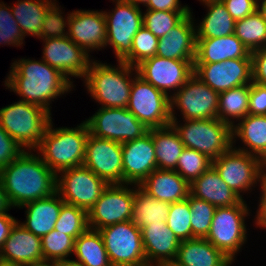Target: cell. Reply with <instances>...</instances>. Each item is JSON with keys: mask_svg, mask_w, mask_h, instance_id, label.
Returning <instances> with one entry per match:
<instances>
[{"mask_svg": "<svg viewBox=\"0 0 266 266\" xmlns=\"http://www.w3.org/2000/svg\"><path fill=\"white\" fill-rule=\"evenodd\" d=\"M5 78L6 89L20 96V100L38 105L51 113L54 99L69 93L75 86L59 70L48 63L30 58L12 62Z\"/></svg>", "mask_w": 266, "mask_h": 266, "instance_id": "6da1fadb", "label": "cell"}, {"mask_svg": "<svg viewBox=\"0 0 266 266\" xmlns=\"http://www.w3.org/2000/svg\"><path fill=\"white\" fill-rule=\"evenodd\" d=\"M0 180L12 208L56 192L57 175L33 150H25L0 170Z\"/></svg>", "mask_w": 266, "mask_h": 266, "instance_id": "7a4b0ae2", "label": "cell"}, {"mask_svg": "<svg viewBox=\"0 0 266 266\" xmlns=\"http://www.w3.org/2000/svg\"><path fill=\"white\" fill-rule=\"evenodd\" d=\"M118 65L92 59L84 78L90 97L104 108H126L129 102L136 67L123 61ZM135 72V73H133Z\"/></svg>", "mask_w": 266, "mask_h": 266, "instance_id": "3957f363", "label": "cell"}, {"mask_svg": "<svg viewBox=\"0 0 266 266\" xmlns=\"http://www.w3.org/2000/svg\"><path fill=\"white\" fill-rule=\"evenodd\" d=\"M88 135L89 129L85 121L74 128H53L51 120L34 152L57 175L66 169L83 165Z\"/></svg>", "mask_w": 266, "mask_h": 266, "instance_id": "277c9868", "label": "cell"}, {"mask_svg": "<svg viewBox=\"0 0 266 266\" xmlns=\"http://www.w3.org/2000/svg\"><path fill=\"white\" fill-rule=\"evenodd\" d=\"M51 115L38 105L19 100L0 108V125L24 150L35 151L52 120Z\"/></svg>", "mask_w": 266, "mask_h": 266, "instance_id": "5b68a950", "label": "cell"}, {"mask_svg": "<svg viewBox=\"0 0 266 266\" xmlns=\"http://www.w3.org/2000/svg\"><path fill=\"white\" fill-rule=\"evenodd\" d=\"M171 118L174 128L185 148L195 149L212 161L233 146L232 127L218 118L183 120ZM183 124V125H182Z\"/></svg>", "mask_w": 266, "mask_h": 266, "instance_id": "8992f818", "label": "cell"}, {"mask_svg": "<svg viewBox=\"0 0 266 266\" xmlns=\"http://www.w3.org/2000/svg\"><path fill=\"white\" fill-rule=\"evenodd\" d=\"M250 213L244 199L237 205L216 207L210 231L205 239L234 262L235 255L247 242L248 228L245 220Z\"/></svg>", "mask_w": 266, "mask_h": 266, "instance_id": "52a82bcc", "label": "cell"}, {"mask_svg": "<svg viewBox=\"0 0 266 266\" xmlns=\"http://www.w3.org/2000/svg\"><path fill=\"white\" fill-rule=\"evenodd\" d=\"M212 166L242 199L244 193L252 191L260 183L266 172V164L259 157L237 150L233 146L213 160Z\"/></svg>", "mask_w": 266, "mask_h": 266, "instance_id": "ba28073f", "label": "cell"}, {"mask_svg": "<svg viewBox=\"0 0 266 266\" xmlns=\"http://www.w3.org/2000/svg\"><path fill=\"white\" fill-rule=\"evenodd\" d=\"M43 40L42 60L59 70L68 80L85 78L91 55L74 43L57 25ZM71 76V77H70Z\"/></svg>", "mask_w": 266, "mask_h": 266, "instance_id": "9c48e42d", "label": "cell"}, {"mask_svg": "<svg viewBox=\"0 0 266 266\" xmlns=\"http://www.w3.org/2000/svg\"><path fill=\"white\" fill-rule=\"evenodd\" d=\"M115 7L107 12L106 18V46L113 48L117 61H122L132 49V41L136 33L143 26V12L125 0H111Z\"/></svg>", "mask_w": 266, "mask_h": 266, "instance_id": "30bf717a", "label": "cell"}, {"mask_svg": "<svg viewBox=\"0 0 266 266\" xmlns=\"http://www.w3.org/2000/svg\"><path fill=\"white\" fill-rule=\"evenodd\" d=\"M219 93L207 86L194 74L170 97V117L180 110L183 120L218 118Z\"/></svg>", "mask_w": 266, "mask_h": 266, "instance_id": "8fae6325", "label": "cell"}, {"mask_svg": "<svg viewBox=\"0 0 266 266\" xmlns=\"http://www.w3.org/2000/svg\"><path fill=\"white\" fill-rule=\"evenodd\" d=\"M149 129L170 125V97L136 74L126 107Z\"/></svg>", "mask_w": 266, "mask_h": 266, "instance_id": "7c38bea8", "label": "cell"}, {"mask_svg": "<svg viewBox=\"0 0 266 266\" xmlns=\"http://www.w3.org/2000/svg\"><path fill=\"white\" fill-rule=\"evenodd\" d=\"M112 266H148L141 230L129 220L98 230Z\"/></svg>", "mask_w": 266, "mask_h": 266, "instance_id": "4fadbf2b", "label": "cell"}, {"mask_svg": "<svg viewBox=\"0 0 266 266\" xmlns=\"http://www.w3.org/2000/svg\"><path fill=\"white\" fill-rule=\"evenodd\" d=\"M62 11L60 6L58 26L74 43L89 55L105 48L107 27L103 11L80 9L70 12L66 18Z\"/></svg>", "mask_w": 266, "mask_h": 266, "instance_id": "5bb4252c", "label": "cell"}, {"mask_svg": "<svg viewBox=\"0 0 266 266\" xmlns=\"http://www.w3.org/2000/svg\"><path fill=\"white\" fill-rule=\"evenodd\" d=\"M85 122L89 134L120 143L140 138L149 132V128L127 108L99 107Z\"/></svg>", "mask_w": 266, "mask_h": 266, "instance_id": "9a60e30c", "label": "cell"}, {"mask_svg": "<svg viewBox=\"0 0 266 266\" xmlns=\"http://www.w3.org/2000/svg\"><path fill=\"white\" fill-rule=\"evenodd\" d=\"M107 186L108 183L105 180L84 165L66 169L57 174L56 192L62 200L87 212Z\"/></svg>", "mask_w": 266, "mask_h": 266, "instance_id": "2e32d148", "label": "cell"}, {"mask_svg": "<svg viewBox=\"0 0 266 266\" xmlns=\"http://www.w3.org/2000/svg\"><path fill=\"white\" fill-rule=\"evenodd\" d=\"M132 184H108L87 212L90 229L99 230L131 219L134 203Z\"/></svg>", "mask_w": 266, "mask_h": 266, "instance_id": "e0dca14e", "label": "cell"}, {"mask_svg": "<svg viewBox=\"0 0 266 266\" xmlns=\"http://www.w3.org/2000/svg\"><path fill=\"white\" fill-rule=\"evenodd\" d=\"M136 70L145 81L171 97L194 74V61L167 59L156 55L142 61L136 66Z\"/></svg>", "mask_w": 266, "mask_h": 266, "instance_id": "ac0fdd59", "label": "cell"}, {"mask_svg": "<svg viewBox=\"0 0 266 266\" xmlns=\"http://www.w3.org/2000/svg\"><path fill=\"white\" fill-rule=\"evenodd\" d=\"M83 165L108 184H123L122 143L89 134Z\"/></svg>", "mask_w": 266, "mask_h": 266, "instance_id": "d6986e66", "label": "cell"}, {"mask_svg": "<svg viewBox=\"0 0 266 266\" xmlns=\"http://www.w3.org/2000/svg\"><path fill=\"white\" fill-rule=\"evenodd\" d=\"M56 0H17L11 6L12 14L25 36L42 38L58 25Z\"/></svg>", "mask_w": 266, "mask_h": 266, "instance_id": "ffe728a7", "label": "cell"}, {"mask_svg": "<svg viewBox=\"0 0 266 266\" xmlns=\"http://www.w3.org/2000/svg\"><path fill=\"white\" fill-rule=\"evenodd\" d=\"M194 75L218 93L252 82L251 58L194 64Z\"/></svg>", "mask_w": 266, "mask_h": 266, "instance_id": "44dd1931", "label": "cell"}, {"mask_svg": "<svg viewBox=\"0 0 266 266\" xmlns=\"http://www.w3.org/2000/svg\"><path fill=\"white\" fill-rule=\"evenodd\" d=\"M123 184L140 185L157 169L155 146L150 132L122 143Z\"/></svg>", "mask_w": 266, "mask_h": 266, "instance_id": "7402d4cb", "label": "cell"}, {"mask_svg": "<svg viewBox=\"0 0 266 266\" xmlns=\"http://www.w3.org/2000/svg\"><path fill=\"white\" fill-rule=\"evenodd\" d=\"M193 12L186 15L167 35L160 37L157 56L167 59L195 61L196 25Z\"/></svg>", "mask_w": 266, "mask_h": 266, "instance_id": "603a6c76", "label": "cell"}, {"mask_svg": "<svg viewBox=\"0 0 266 266\" xmlns=\"http://www.w3.org/2000/svg\"><path fill=\"white\" fill-rule=\"evenodd\" d=\"M0 260L21 265L43 262L41 237L34 235L17 221L0 250Z\"/></svg>", "mask_w": 266, "mask_h": 266, "instance_id": "cb8c5ba5", "label": "cell"}, {"mask_svg": "<svg viewBox=\"0 0 266 266\" xmlns=\"http://www.w3.org/2000/svg\"><path fill=\"white\" fill-rule=\"evenodd\" d=\"M141 236L148 266L176 259L180 241L166 222L144 226Z\"/></svg>", "mask_w": 266, "mask_h": 266, "instance_id": "d4e9b609", "label": "cell"}, {"mask_svg": "<svg viewBox=\"0 0 266 266\" xmlns=\"http://www.w3.org/2000/svg\"><path fill=\"white\" fill-rule=\"evenodd\" d=\"M64 203L57 192L46 198L28 202L19 207L26 208V220L19 223L36 236L47 235L54 229Z\"/></svg>", "mask_w": 266, "mask_h": 266, "instance_id": "484cf974", "label": "cell"}, {"mask_svg": "<svg viewBox=\"0 0 266 266\" xmlns=\"http://www.w3.org/2000/svg\"><path fill=\"white\" fill-rule=\"evenodd\" d=\"M236 58H251V52L235 34L207 39H196L194 64L217 63Z\"/></svg>", "mask_w": 266, "mask_h": 266, "instance_id": "4316f807", "label": "cell"}, {"mask_svg": "<svg viewBox=\"0 0 266 266\" xmlns=\"http://www.w3.org/2000/svg\"><path fill=\"white\" fill-rule=\"evenodd\" d=\"M157 200L175 203L188 198L190 184L175 170H154L140 185Z\"/></svg>", "mask_w": 266, "mask_h": 266, "instance_id": "83f0119b", "label": "cell"}, {"mask_svg": "<svg viewBox=\"0 0 266 266\" xmlns=\"http://www.w3.org/2000/svg\"><path fill=\"white\" fill-rule=\"evenodd\" d=\"M190 194L215 207H229L243 200L222 180L213 166L190 184Z\"/></svg>", "mask_w": 266, "mask_h": 266, "instance_id": "f1b7e54d", "label": "cell"}, {"mask_svg": "<svg viewBox=\"0 0 266 266\" xmlns=\"http://www.w3.org/2000/svg\"><path fill=\"white\" fill-rule=\"evenodd\" d=\"M233 147L259 157L266 164V115H250L232 127ZM238 140L243 147H236Z\"/></svg>", "mask_w": 266, "mask_h": 266, "instance_id": "f546056e", "label": "cell"}, {"mask_svg": "<svg viewBox=\"0 0 266 266\" xmlns=\"http://www.w3.org/2000/svg\"><path fill=\"white\" fill-rule=\"evenodd\" d=\"M175 261L183 266H231L233 263L205 238L180 241Z\"/></svg>", "mask_w": 266, "mask_h": 266, "instance_id": "4dcf8cb0", "label": "cell"}, {"mask_svg": "<svg viewBox=\"0 0 266 266\" xmlns=\"http://www.w3.org/2000/svg\"><path fill=\"white\" fill-rule=\"evenodd\" d=\"M207 7L202 22L196 23V39L225 37L235 33V20L221 0L204 2Z\"/></svg>", "mask_w": 266, "mask_h": 266, "instance_id": "1f68e13d", "label": "cell"}, {"mask_svg": "<svg viewBox=\"0 0 266 266\" xmlns=\"http://www.w3.org/2000/svg\"><path fill=\"white\" fill-rule=\"evenodd\" d=\"M134 186V203L130 221L138 230L144 226L166 222L170 209V203L157 200L139 185Z\"/></svg>", "mask_w": 266, "mask_h": 266, "instance_id": "d6a6232c", "label": "cell"}, {"mask_svg": "<svg viewBox=\"0 0 266 266\" xmlns=\"http://www.w3.org/2000/svg\"><path fill=\"white\" fill-rule=\"evenodd\" d=\"M155 146L157 169L175 170L184 147L179 135L169 125L163 128L149 129Z\"/></svg>", "mask_w": 266, "mask_h": 266, "instance_id": "836d02e7", "label": "cell"}, {"mask_svg": "<svg viewBox=\"0 0 266 266\" xmlns=\"http://www.w3.org/2000/svg\"><path fill=\"white\" fill-rule=\"evenodd\" d=\"M250 84L219 93L218 119L231 127L248 115ZM235 120V121H234Z\"/></svg>", "mask_w": 266, "mask_h": 266, "instance_id": "e575fe53", "label": "cell"}, {"mask_svg": "<svg viewBox=\"0 0 266 266\" xmlns=\"http://www.w3.org/2000/svg\"><path fill=\"white\" fill-rule=\"evenodd\" d=\"M73 255L84 266H112L98 230L88 228L82 233L75 240Z\"/></svg>", "mask_w": 266, "mask_h": 266, "instance_id": "d590c367", "label": "cell"}, {"mask_svg": "<svg viewBox=\"0 0 266 266\" xmlns=\"http://www.w3.org/2000/svg\"><path fill=\"white\" fill-rule=\"evenodd\" d=\"M234 34L250 52L266 46V23L257 10L235 21Z\"/></svg>", "mask_w": 266, "mask_h": 266, "instance_id": "8d00e7d4", "label": "cell"}, {"mask_svg": "<svg viewBox=\"0 0 266 266\" xmlns=\"http://www.w3.org/2000/svg\"><path fill=\"white\" fill-rule=\"evenodd\" d=\"M88 228V215L85 209L67 203L62 205L54 230L76 240Z\"/></svg>", "mask_w": 266, "mask_h": 266, "instance_id": "74e56055", "label": "cell"}, {"mask_svg": "<svg viewBox=\"0 0 266 266\" xmlns=\"http://www.w3.org/2000/svg\"><path fill=\"white\" fill-rule=\"evenodd\" d=\"M41 244L44 261L56 262L74 253L75 239L53 229L41 237Z\"/></svg>", "mask_w": 266, "mask_h": 266, "instance_id": "f35d334b", "label": "cell"}, {"mask_svg": "<svg viewBox=\"0 0 266 266\" xmlns=\"http://www.w3.org/2000/svg\"><path fill=\"white\" fill-rule=\"evenodd\" d=\"M212 166V160L195 149L184 148L175 171L189 184Z\"/></svg>", "mask_w": 266, "mask_h": 266, "instance_id": "ab89813d", "label": "cell"}, {"mask_svg": "<svg viewBox=\"0 0 266 266\" xmlns=\"http://www.w3.org/2000/svg\"><path fill=\"white\" fill-rule=\"evenodd\" d=\"M191 215L192 239L206 238L210 228L216 207L205 200L188 195Z\"/></svg>", "mask_w": 266, "mask_h": 266, "instance_id": "60d3db41", "label": "cell"}, {"mask_svg": "<svg viewBox=\"0 0 266 266\" xmlns=\"http://www.w3.org/2000/svg\"><path fill=\"white\" fill-rule=\"evenodd\" d=\"M158 42L159 38L142 26L133 38L130 53L122 61L136 67L142 61L156 56Z\"/></svg>", "mask_w": 266, "mask_h": 266, "instance_id": "b9f144b4", "label": "cell"}, {"mask_svg": "<svg viewBox=\"0 0 266 266\" xmlns=\"http://www.w3.org/2000/svg\"><path fill=\"white\" fill-rule=\"evenodd\" d=\"M191 215L188 199L170 204L166 224L179 241L192 239Z\"/></svg>", "mask_w": 266, "mask_h": 266, "instance_id": "7bdbcfd3", "label": "cell"}, {"mask_svg": "<svg viewBox=\"0 0 266 266\" xmlns=\"http://www.w3.org/2000/svg\"><path fill=\"white\" fill-rule=\"evenodd\" d=\"M191 12L155 11L143 12V26L157 38L163 37Z\"/></svg>", "mask_w": 266, "mask_h": 266, "instance_id": "ee69618b", "label": "cell"}, {"mask_svg": "<svg viewBox=\"0 0 266 266\" xmlns=\"http://www.w3.org/2000/svg\"><path fill=\"white\" fill-rule=\"evenodd\" d=\"M24 36L15 20L11 7L7 3L0 2V46H23ZM21 45V46H20Z\"/></svg>", "mask_w": 266, "mask_h": 266, "instance_id": "f6af8a7d", "label": "cell"}, {"mask_svg": "<svg viewBox=\"0 0 266 266\" xmlns=\"http://www.w3.org/2000/svg\"><path fill=\"white\" fill-rule=\"evenodd\" d=\"M25 150L0 125V170L19 157Z\"/></svg>", "mask_w": 266, "mask_h": 266, "instance_id": "bcb514c9", "label": "cell"}, {"mask_svg": "<svg viewBox=\"0 0 266 266\" xmlns=\"http://www.w3.org/2000/svg\"><path fill=\"white\" fill-rule=\"evenodd\" d=\"M248 114L266 115V85L250 83Z\"/></svg>", "mask_w": 266, "mask_h": 266, "instance_id": "7dc6e473", "label": "cell"}, {"mask_svg": "<svg viewBox=\"0 0 266 266\" xmlns=\"http://www.w3.org/2000/svg\"><path fill=\"white\" fill-rule=\"evenodd\" d=\"M235 21L241 20L257 10L258 0H221Z\"/></svg>", "mask_w": 266, "mask_h": 266, "instance_id": "c3c4849f", "label": "cell"}, {"mask_svg": "<svg viewBox=\"0 0 266 266\" xmlns=\"http://www.w3.org/2000/svg\"><path fill=\"white\" fill-rule=\"evenodd\" d=\"M252 82L266 85V46L251 52Z\"/></svg>", "mask_w": 266, "mask_h": 266, "instance_id": "681fc988", "label": "cell"}, {"mask_svg": "<svg viewBox=\"0 0 266 266\" xmlns=\"http://www.w3.org/2000/svg\"><path fill=\"white\" fill-rule=\"evenodd\" d=\"M145 10L191 12L188 5H181L180 0H147Z\"/></svg>", "mask_w": 266, "mask_h": 266, "instance_id": "f907efd6", "label": "cell"}, {"mask_svg": "<svg viewBox=\"0 0 266 266\" xmlns=\"http://www.w3.org/2000/svg\"><path fill=\"white\" fill-rule=\"evenodd\" d=\"M260 199L258 209L254 216L256 227L266 229V172L261 177L260 183Z\"/></svg>", "mask_w": 266, "mask_h": 266, "instance_id": "816d5d0a", "label": "cell"}, {"mask_svg": "<svg viewBox=\"0 0 266 266\" xmlns=\"http://www.w3.org/2000/svg\"><path fill=\"white\" fill-rule=\"evenodd\" d=\"M18 220L6 211L0 213V250L3 247L5 240L8 238L12 227Z\"/></svg>", "mask_w": 266, "mask_h": 266, "instance_id": "f5cc1de1", "label": "cell"}, {"mask_svg": "<svg viewBox=\"0 0 266 266\" xmlns=\"http://www.w3.org/2000/svg\"><path fill=\"white\" fill-rule=\"evenodd\" d=\"M11 209L12 206L8 201L7 195L3 187V183L0 180V213H5L6 211H9Z\"/></svg>", "mask_w": 266, "mask_h": 266, "instance_id": "db71d44e", "label": "cell"}, {"mask_svg": "<svg viewBox=\"0 0 266 266\" xmlns=\"http://www.w3.org/2000/svg\"><path fill=\"white\" fill-rule=\"evenodd\" d=\"M55 266H84L82 263L79 261H76L75 259L70 260L68 259H63L55 262Z\"/></svg>", "mask_w": 266, "mask_h": 266, "instance_id": "11a10c76", "label": "cell"}, {"mask_svg": "<svg viewBox=\"0 0 266 266\" xmlns=\"http://www.w3.org/2000/svg\"><path fill=\"white\" fill-rule=\"evenodd\" d=\"M257 11L260 13L261 17L266 23V0H258Z\"/></svg>", "mask_w": 266, "mask_h": 266, "instance_id": "9f6ffc18", "label": "cell"}, {"mask_svg": "<svg viewBox=\"0 0 266 266\" xmlns=\"http://www.w3.org/2000/svg\"><path fill=\"white\" fill-rule=\"evenodd\" d=\"M154 266H183L180 265L177 261L175 260H171V261H164V262H160Z\"/></svg>", "mask_w": 266, "mask_h": 266, "instance_id": "6f0895ef", "label": "cell"}, {"mask_svg": "<svg viewBox=\"0 0 266 266\" xmlns=\"http://www.w3.org/2000/svg\"><path fill=\"white\" fill-rule=\"evenodd\" d=\"M26 266H55V262L43 261L39 263H33Z\"/></svg>", "mask_w": 266, "mask_h": 266, "instance_id": "680465c9", "label": "cell"}, {"mask_svg": "<svg viewBox=\"0 0 266 266\" xmlns=\"http://www.w3.org/2000/svg\"><path fill=\"white\" fill-rule=\"evenodd\" d=\"M129 3H132L136 6H140V4L145 5L147 3V0H125Z\"/></svg>", "mask_w": 266, "mask_h": 266, "instance_id": "91938a15", "label": "cell"}, {"mask_svg": "<svg viewBox=\"0 0 266 266\" xmlns=\"http://www.w3.org/2000/svg\"><path fill=\"white\" fill-rule=\"evenodd\" d=\"M0 266H26V265L8 263L0 260Z\"/></svg>", "mask_w": 266, "mask_h": 266, "instance_id": "94428289", "label": "cell"}, {"mask_svg": "<svg viewBox=\"0 0 266 266\" xmlns=\"http://www.w3.org/2000/svg\"><path fill=\"white\" fill-rule=\"evenodd\" d=\"M200 1L201 3H204V2H207V1H213V0H198Z\"/></svg>", "mask_w": 266, "mask_h": 266, "instance_id": "6125c7cd", "label": "cell"}]
</instances>
